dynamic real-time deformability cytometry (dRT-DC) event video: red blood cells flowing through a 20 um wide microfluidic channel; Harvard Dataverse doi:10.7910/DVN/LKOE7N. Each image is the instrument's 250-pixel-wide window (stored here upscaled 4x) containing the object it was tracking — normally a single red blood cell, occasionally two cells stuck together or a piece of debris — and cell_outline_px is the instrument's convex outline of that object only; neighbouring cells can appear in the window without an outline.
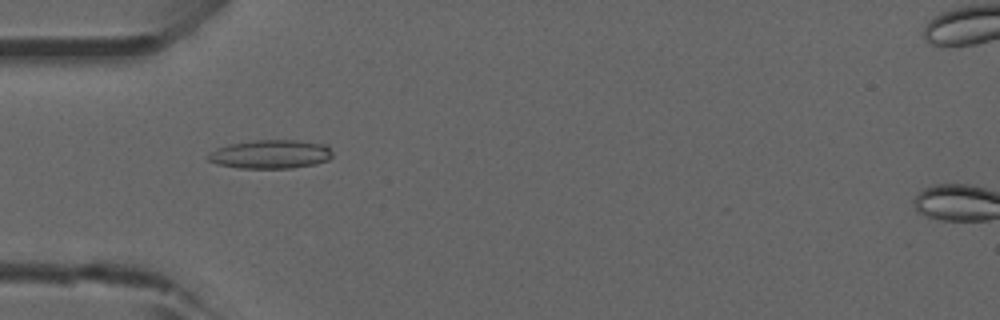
{"species": "common noctule bat (a hibernating species)", "species_latin": "Nyctalus noctula", "temperature_condition": "room temperature", "stored_images_in_passage": 52, "camera_frame_rate_fps": 3000, "um_per_image_px": 0.085, "animal": {"sex": "male", "forearm_length_mm": 52.5}, "frame": {"image": 1, "passage_image": 16, "time_ms": 5.0, "image_size_px": [1000, 320], "cell_outline_px": [[332, 156], [328, 160], [316, 164], [292, 168], [240, 168], [216, 164], [208, 160], [204, 156], [216, 148], [228, 144], [256, 140], [296, 140], [328, 144], [332, 152]], "centroid_in_image_um": [22.99, 13.1], "position_along_channel_um": 62.0, "area_um2": 21.1}}
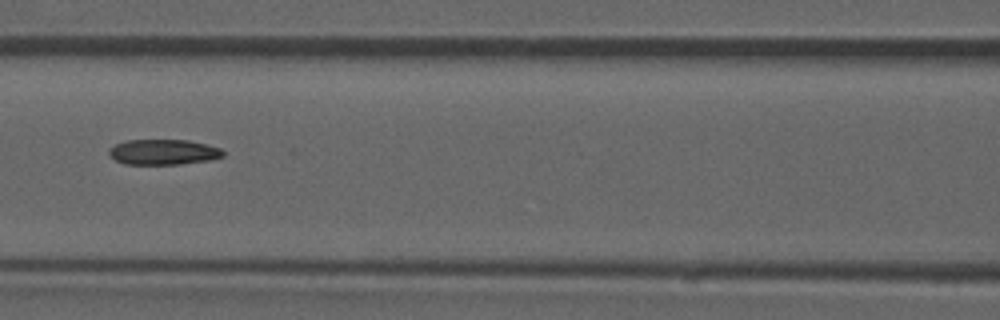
{"frame": {"image": 2, "passage_image": 23, "time_ms": 7.333, "image_size_px": [1000, 320], "cell_outline_px": [[224, 156], [212, 160], [180, 164], [124, 164], [116, 160], [108, 152], [108, 148], [124, 140], [188, 140], [208, 144], [220, 148], [224, 152]], "centroid_in_image_um": [13.91, 12.92], "position_along_channel_um": 152.7, "area_um2": 16.99}}
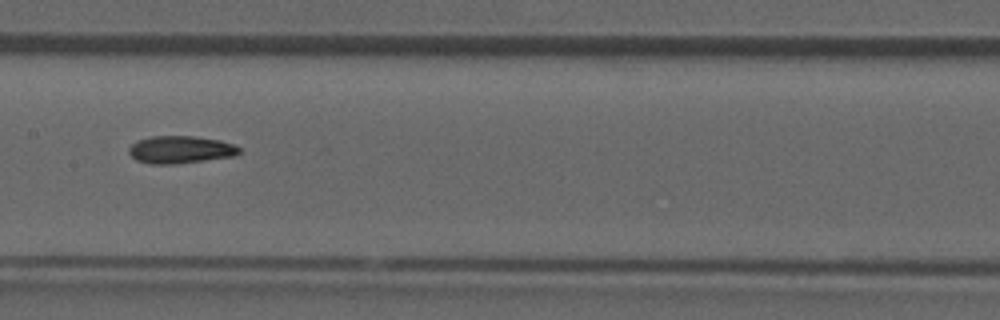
{"frame": {"image": 3, "passage_image": 26, "time_ms": 8.333, "image_size_px": [1000, 320], "cell_outline_px": [[240, 152], [236, 156], [172, 164], [148, 164], [136, 160], [128, 152], [128, 148], [136, 140], [148, 136], [192, 136], [220, 140], [232, 144], [240, 148]], "centroid_in_image_um": [15.3, 12.71], "position_along_channel_um": 192.1, "area_um2": 17.74}, "authors_computed_cell_mechanics": {"area_um2": 17.6001, "velocity_mm_per_s": 3.9463, "shape_relaxation_time_tau1_ms": null, "shape_relaxation_time_tau2_ms": 2.8653, "deformation_change_tau1": null, "deformation_change_tau2": 0.1066}}